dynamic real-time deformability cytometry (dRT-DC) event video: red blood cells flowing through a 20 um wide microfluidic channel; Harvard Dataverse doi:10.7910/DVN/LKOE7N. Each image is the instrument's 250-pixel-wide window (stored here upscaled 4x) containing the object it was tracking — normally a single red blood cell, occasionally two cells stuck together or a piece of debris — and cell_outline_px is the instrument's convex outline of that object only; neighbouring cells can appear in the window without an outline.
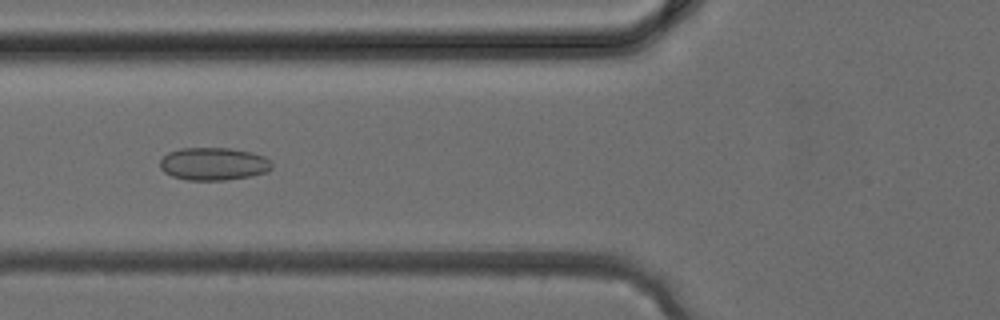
{"species": "common noctule bat (a hibernating species)", "species_latin": "Nyctalus noctula", "temperature_condition": "cold", "stored_images_in_passage": 30, "camera_frame_rate_fps": 3000, "um_per_image_px": 0.085, "animal": {"sex": "female", "body_mass_g": 24.6, "forearm_length_mm": 56.2}, "frame": {"image": 1, "passage_image": 11, "time_ms": 3.333, "image_size_px": [1000, 320], "cell_outline_px": [[272, 168], [264, 172], [252, 176], [224, 180], [188, 180], [172, 176], [164, 172], [160, 168], [160, 160], [168, 152], [180, 148], [228, 148], [252, 152], [264, 156], [272, 160]], "centroid_in_image_um": [18.15, 13.92], "position_along_channel_um": 107.6, "area_um2": 21.44}}
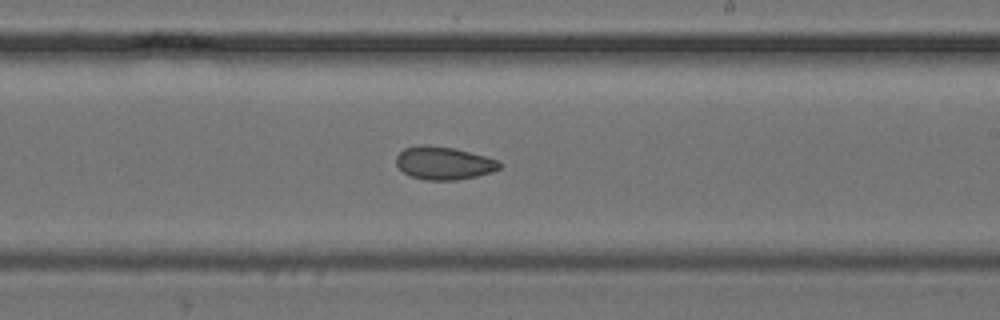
{"frame": {"image": 2, "passage_image": 19, "time_ms": 6.0, "image_size_px": [1000, 320], "cell_outline_px": [[500, 168], [492, 172], [476, 176], [456, 180], [428, 180], [412, 176], [404, 172], [396, 164], [396, 156], [404, 148], [416, 144], [424, 144], [456, 148], [484, 156], [496, 160], [500, 164]], "centroid_in_image_um": [37.69, 13.84], "position_along_channel_um": 251.3, "area_um2": 19.77}}
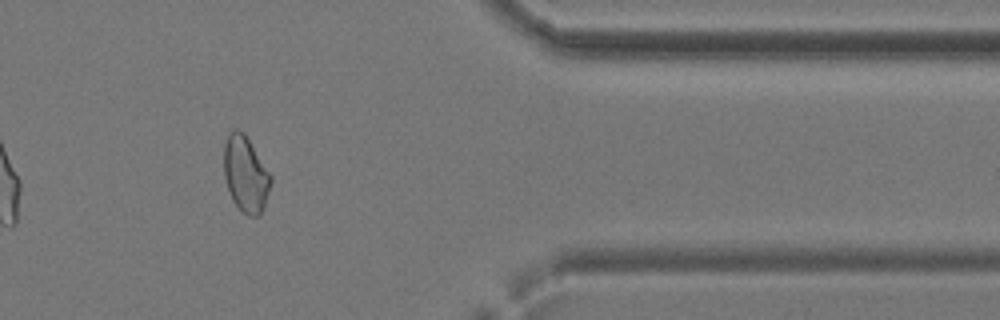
{"frame": {"image": 3, "passage_image": 28, "time_ms": 9.0, "image_size_px": [1000, 320], "cell_outline_px": [[272, 180], [260, 216], [248, 216], [232, 200], [224, 176], [224, 144], [228, 132], [236, 128], [244, 132], [272, 176]], "centroid_in_image_um": [20.87, 14.76], "position_along_channel_um": 390.5, "area_um2": 20.63}}